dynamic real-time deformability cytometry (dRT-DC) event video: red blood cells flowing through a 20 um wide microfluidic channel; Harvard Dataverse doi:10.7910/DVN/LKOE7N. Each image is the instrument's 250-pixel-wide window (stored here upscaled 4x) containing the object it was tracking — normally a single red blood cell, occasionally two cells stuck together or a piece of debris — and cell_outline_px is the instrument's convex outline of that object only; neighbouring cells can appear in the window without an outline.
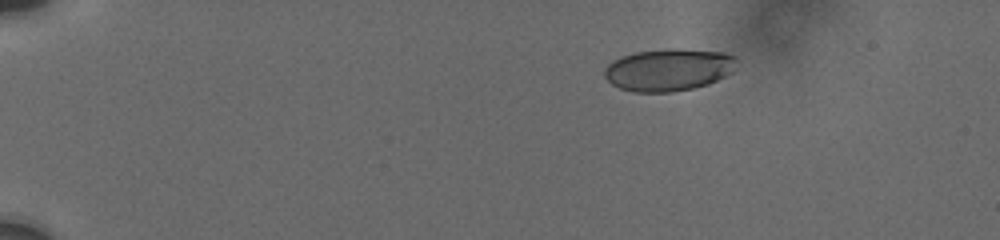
{"species": "human", "species_latin": "Homo sapiens", "temperature_condition": "cold", "stored_images_in_passage": 38, "camera_frame_rate_fps": 3000, "um_per_image_px": 0.085, "donor": {"sex": "male"}, "frame": {"image": 1, "passage_image": 1, "time_ms": 0.0, "image_size_px": [1000, 240], "cell_outline_px": [[736, 60], [732, 72], [708, 84], [692, 88], [672, 92], [632, 92], [620, 88], [612, 84], [604, 76], [604, 68], [612, 60], [636, 52], [676, 48], [724, 52], [736, 56]], "centroid_in_image_um": [56.82, 5.93], "position_along_channel_um": 28.2, "area_um2": 32.48}}
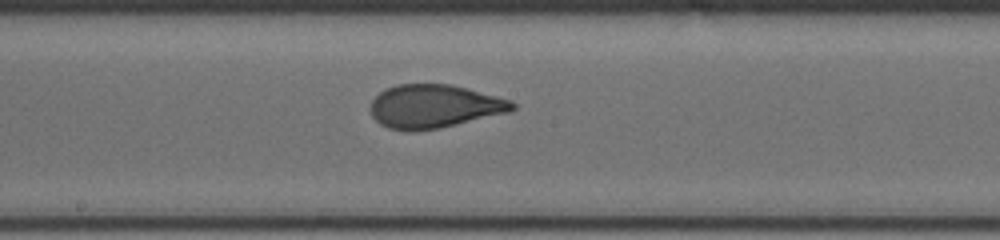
{"frame": {"image": 2, "passage_image": 18, "time_ms": 7.667, "image_size_px": [1000, 240], "cell_outline_px": [[516, 108], [508, 112], [440, 128], [416, 132], [408, 132], [388, 128], [380, 124], [372, 116], [368, 108], [372, 100], [380, 92], [396, 84], [448, 84], [512, 100], [516, 104]], "centroid_in_image_um": [36.86, 9.06], "position_along_channel_um": 211.3, "area_um2": 35.95}}
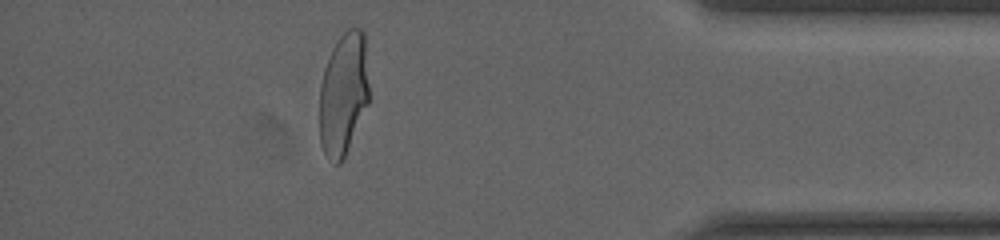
{"frame": {"image": 3, "passage_image": 33, "time_ms": 13.667, "image_size_px": [1000, 240], "cell_outline_px": [[368, 104], [344, 156], [340, 164], [336, 164], [324, 152], [320, 144], [320, 84], [324, 68], [332, 48], [336, 40], [348, 28], [360, 28], [364, 32], [368, 84]], "centroid_in_image_um": [29.18, 7.94], "position_along_channel_um": 406.0, "area_um2": 35.14}, "authors_computed_cell_mechanics": {"area_um2": 35.6626, "velocity_mm_per_s": 3.7553, "shape_relaxation_time_tau1_ms": 4.5989, "shape_relaxation_time_tau2_ms": null, "deformation_change_tau1": 0.1743, "deformation_change_tau2": null}}